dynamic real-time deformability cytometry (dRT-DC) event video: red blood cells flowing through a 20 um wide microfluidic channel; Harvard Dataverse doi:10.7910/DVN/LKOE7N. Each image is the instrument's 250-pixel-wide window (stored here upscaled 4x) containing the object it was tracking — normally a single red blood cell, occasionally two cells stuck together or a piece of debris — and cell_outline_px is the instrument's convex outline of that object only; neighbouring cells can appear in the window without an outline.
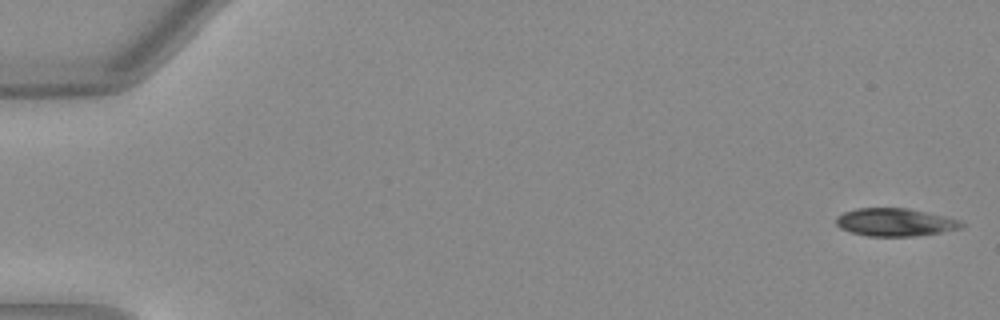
{"species": "Egyptian fruit bat (a non-hibernating species)", "species_latin": "Rousettus aegyptiacus", "temperature_condition": "warm", "stored_images_in_passage": 16, "camera_frame_rate_fps": 3000, "um_per_image_px": 0.085, "animal": {"sex": "female"}, "frame": {"image": 1, "passage_image": 1, "time_ms": 0.0, "image_size_px": [1000, 320], "cell_outline_px": [[964, 228], [916, 236], [868, 236], [852, 232], [840, 228], [836, 224], [836, 216], [844, 212], [856, 208], [908, 208], [956, 220], [964, 224]], "centroid_in_image_um": [76.02, 18.89], "position_along_channel_um": 9.0, "area_um2": 20.06}}
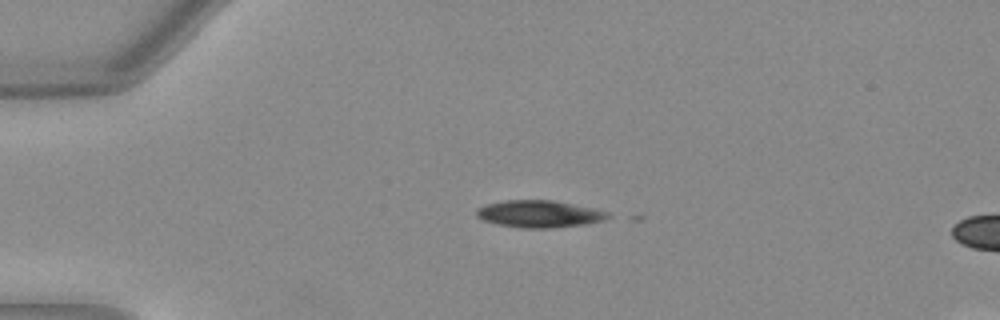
{"frame": {"image": 2, "passage_image": 12, "time_ms": 3.667, "image_size_px": [1000, 320], "cell_outline_px": [[612, 216], [604, 220], [584, 224], [552, 228], [524, 228], [500, 224], [484, 220], [476, 216], [476, 212], [480, 208], [488, 204], [504, 200], [552, 200], [592, 208], [608, 212]], "centroid_in_image_um": [45.87, 18.18], "position_along_channel_um": 39.1, "area_um2": 20.4}}